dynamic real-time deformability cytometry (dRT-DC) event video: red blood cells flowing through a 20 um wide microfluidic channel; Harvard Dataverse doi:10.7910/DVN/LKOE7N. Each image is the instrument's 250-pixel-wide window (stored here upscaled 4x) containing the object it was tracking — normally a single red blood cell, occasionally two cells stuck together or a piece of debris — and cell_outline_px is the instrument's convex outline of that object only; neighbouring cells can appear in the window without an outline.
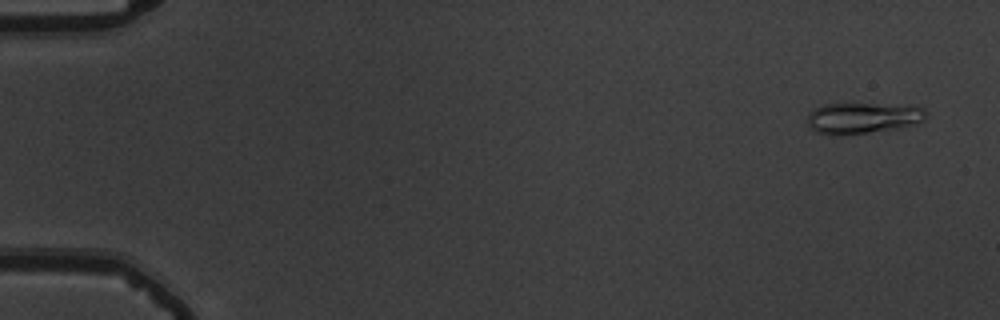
{"species": "common noctule bat (a hibernating species)", "species_latin": "Nyctalus noctula", "temperature_condition": "warm", "stored_images_in_passage": 55, "camera_frame_rate_fps": 3000, "um_per_image_px": 0.085, "animal": {"sex": "male", "body_mass_g": 19.5, "forearm_length_mm": 54.6}, "frame": {"image": 1, "passage_image": 3, "time_ms": 0.667, "image_size_px": [1000, 320], "cell_outline_px": [[924, 120], [912, 124], [896, 128], [840, 136], [832, 136], [816, 132], [808, 128], [808, 112], [820, 104], [872, 104], [924, 108]], "centroid_in_image_um": [73.17, 10.05], "position_along_channel_um": 11.8, "area_um2": 21.15}}
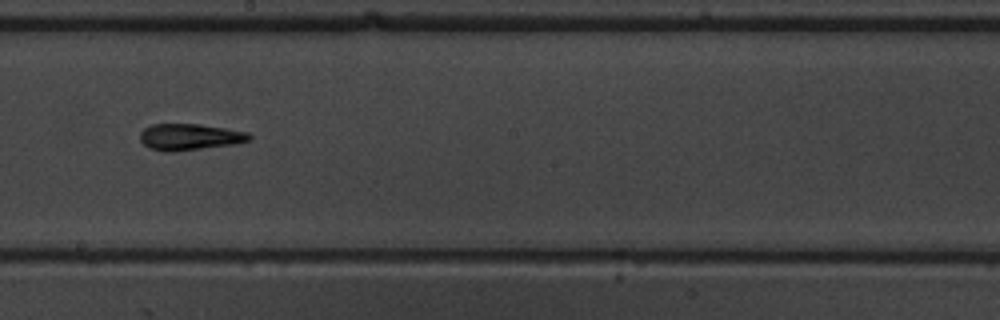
{"frame": {"image": 2, "passage_image": 32, "time_ms": 10.333, "image_size_px": [1000, 320], "cell_outline_px": [[252, 136], [248, 140], [232, 144], [172, 152], [168, 152], [152, 148], [144, 144], [140, 140], [140, 132], [144, 128], [152, 124], [200, 124], [248, 132]], "centroid_in_image_um": [16.09, 11.62], "position_along_channel_um": 232.1, "area_um2": 16.53}}
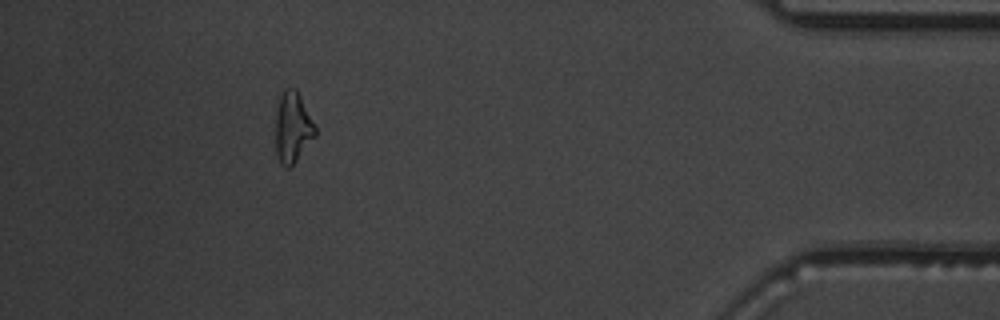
{"frame": {"image": 3, "passage_image": 50, "time_ms": 16.333, "image_size_px": [1000, 320], "cell_outline_px": [[316, 136], [296, 160], [288, 168], [280, 160], [276, 152], [276, 112], [280, 96], [284, 88], [296, 88], [316, 124]], "centroid_in_image_um": [24.9, 10.77], "position_along_channel_um": 410.3, "area_um2": 16.24}, "authors_computed_cell_mechanics": {"area_um2": 16.6464, "velocity_mm_per_s": 3.782, "shape_relaxation_time_tau1_ms": 5.9809, "shape_relaxation_time_tau2_ms": 1.2406, "deformation_change_tau1": 0.2096, "deformation_change_tau2": 0.1082}}